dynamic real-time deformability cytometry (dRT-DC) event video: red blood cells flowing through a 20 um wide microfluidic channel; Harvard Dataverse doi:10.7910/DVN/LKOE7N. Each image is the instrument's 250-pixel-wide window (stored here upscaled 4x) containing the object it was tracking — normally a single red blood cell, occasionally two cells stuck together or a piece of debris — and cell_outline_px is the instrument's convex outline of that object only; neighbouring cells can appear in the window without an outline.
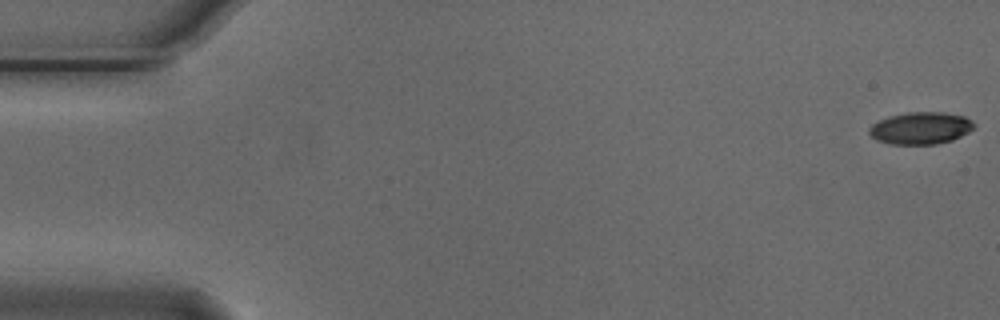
{"species": "Egyptian fruit bat (a non-hibernating species)", "species_latin": "Rousettus aegyptiacus", "temperature_condition": "cold", "stored_images_in_passage": 6, "camera_frame_rate_fps": 3000, "um_per_image_px": 0.085, "animal": {"sex": "male"}, "frame": {"image": 1, "passage_image": 1, "time_ms": 0.0, "image_size_px": [1000, 320], "cell_outline_px": [[976, 124], [968, 132], [952, 140], [936, 144], [892, 144], [876, 140], [868, 132], [868, 128], [872, 124], [880, 120], [892, 116], [908, 112], [944, 112], [964, 116], [972, 120]], "centroid_in_image_um": [78.26, 10.89], "position_along_channel_um": 6.7, "area_um2": 19.54}}
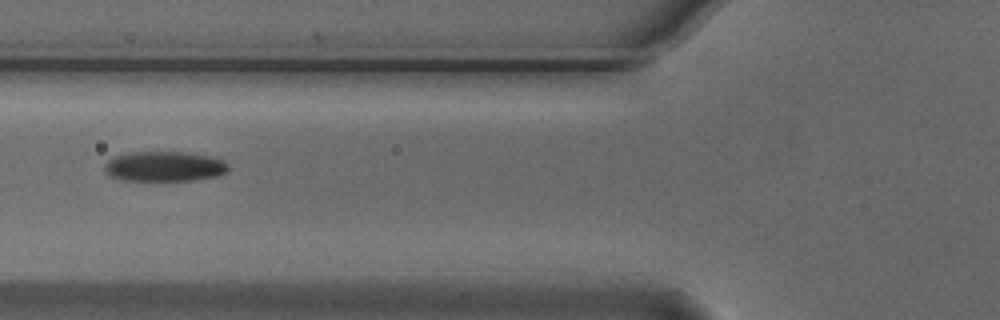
{"frame": {"image": 2, "passage_image": 6, "time_ms": 1.667, "image_size_px": [1000, 320], "cell_outline_px": [[228, 168], [224, 172], [216, 176], [196, 180], [120, 180], [108, 176], [104, 168], [104, 164], [108, 160], [116, 156], [132, 152], [184, 152], [208, 156], [224, 160], [228, 164]], "centroid_in_image_um": [13.94, 14.15], "position_along_channel_um": 111.9, "area_um2": 21.56}}